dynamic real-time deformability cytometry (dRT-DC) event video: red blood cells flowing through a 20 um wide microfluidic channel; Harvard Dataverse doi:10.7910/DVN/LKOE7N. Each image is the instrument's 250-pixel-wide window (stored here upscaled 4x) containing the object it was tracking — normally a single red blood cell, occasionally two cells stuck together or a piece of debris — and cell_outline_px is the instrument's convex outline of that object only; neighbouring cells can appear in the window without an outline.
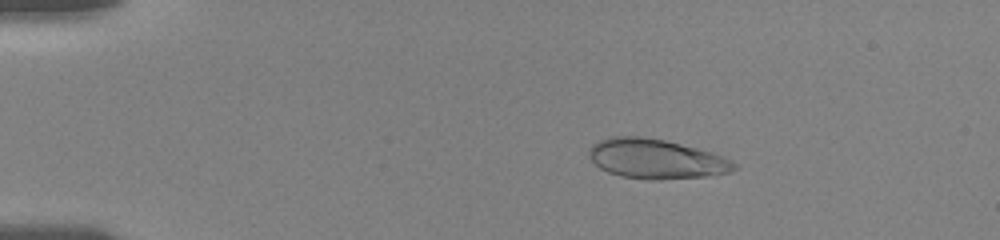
{"species": "human", "species_latin": "Homo sapiens", "temperature_condition": "room temperature", "stored_images_in_passage": 57, "camera_frame_rate_fps": 3000, "um_per_image_px": 0.085, "donor": {"sex": "female"}, "frame": {"image": 1, "passage_image": 12, "time_ms": 3.0, "image_size_px": [1000, 240], "cell_outline_px": [[740, 168], [732, 172], [708, 176], [656, 180], [648, 180], [620, 176], [608, 172], [600, 168], [588, 156], [588, 148], [592, 144], [600, 140], [612, 136], [640, 136], [664, 140], [696, 148], [732, 160]], "centroid_in_image_um": [55.75, 13.52], "position_along_channel_um": 29.2, "area_um2": 33.58}}
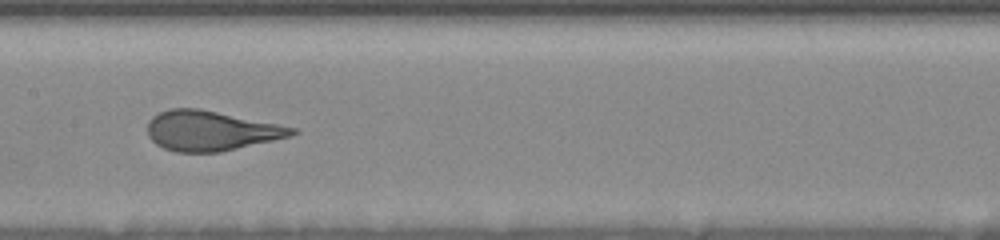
{"frame": {"image": 2, "passage_image": 35, "time_ms": 9.333, "image_size_px": [1000, 240], "cell_outline_px": [[300, 132], [292, 136], [220, 152], [176, 152], [164, 148], [156, 144], [148, 136], [148, 120], [152, 116], [168, 108], [200, 108], [296, 128]], "centroid_in_image_um": [17.91, 11.11], "position_along_channel_um": 189.5, "area_um2": 33.58}}
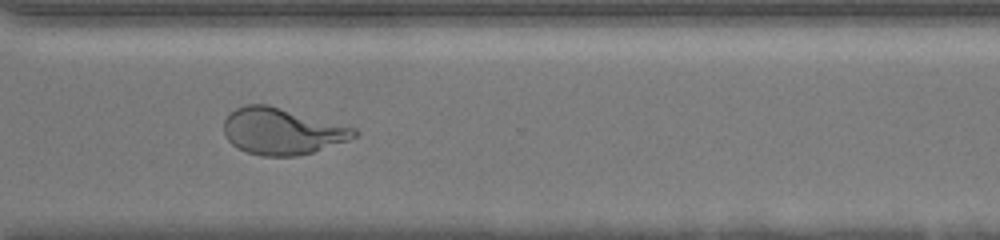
{"frame": {"image": 3, "passage_image": 56, "time_ms": 13.667, "image_size_px": [1000, 240], "cell_outline_px": [[360, 132], [356, 136], [348, 140], [312, 152], [296, 156], [264, 156], [248, 152], [236, 148], [224, 136], [224, 120], [236, 108], [248, 104], [268, 104], [356, 128]], "centroid_in_image_um": [23.96, 11.15], "position_along_channel_um": 346.6, "area_um2": 35.2}}